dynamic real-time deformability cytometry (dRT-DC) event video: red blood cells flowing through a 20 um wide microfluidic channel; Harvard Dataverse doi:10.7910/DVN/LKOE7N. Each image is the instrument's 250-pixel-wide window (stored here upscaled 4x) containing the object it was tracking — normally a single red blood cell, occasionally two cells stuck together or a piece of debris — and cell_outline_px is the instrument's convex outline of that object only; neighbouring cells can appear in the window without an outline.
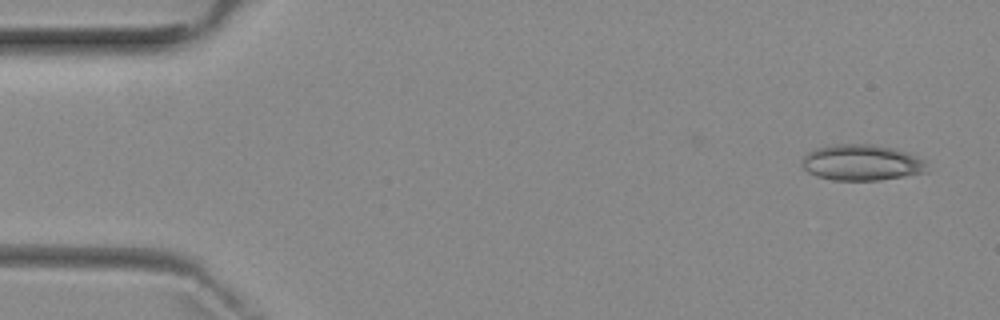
{"species": "common noctule bat (a hibernating species)", "species_latin": "Nyctalus noctula", "temperature_condition": "room temperature", "stored_images_in_passage": 6, "camera_frame_rate_fps": 3000, "um_per_image_px": 0.085, "animal": {"sex": "female", "body_mass_g": 29.2, "forearm_length_mm": 56.3}, "frame": {"image": 1, "passage_image": 1, "time_ms": 0.0, "image_size_px": [1000, 320], "cell_outline_px": [[928, 172], [880, 180], [832, 180], [816, 176], [808, 172], [800, 164], [800, 160], [808, 152], [816, 148], [836, 144], [872, 144], [896, 148], [916, 156], [924, 160]], "centroid_in_image_um": [73.22, 13.82], "position_along_channel_um": 11.8, "area_um2": 26.36}}
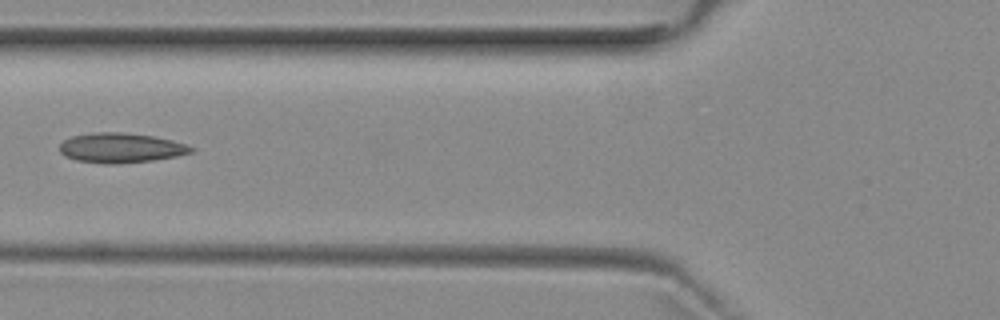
{"frame": {"image": 2, "passage_image": 6, "time_ms": 5.667, "image_size_px": [1000, 320], "cell_outline_px": [[196, 148], [192, 152], [176, 156], [152, 160], [116, 164], [104, 164], [76, 160], [64, 156], [60, 152], [60, 144], [64, 140], [72, 136], [92, 132], [124, 132], [152, 136], [172, 140]], "centroid_in_image_um": [10.24, 12.57], "position_along_channel_um": 115.6, "area_um2": 22.83}}